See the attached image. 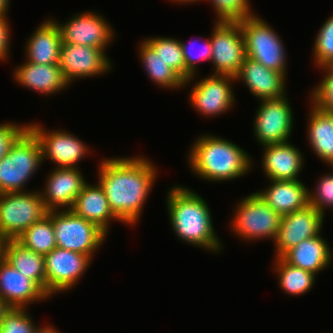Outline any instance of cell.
Listing matches in <instances>:
<instances>
[{"mask_svg": "<svg viewBox=\"0 0 333 333\" xmlns=\"http://www.w3.org/2000/svg\"><path fill=\"white\" fill-rule=\"evenodd\" d=\"M99 184L113 214L127 224L136 223L156 179V169L147 159L112 158L99 167Z\"/></svg>", "mask_w": 333, "mask_h": 333, "instance_id": "6da1fadb", "label": "cell"}, {"mask_svg": "<svg viewBox=\"0 0 333 333\" xmlns=\"http://www.w3.org/2000/svg\"><path fill=\"white\" fill-rule=\"evenodd\" d=\"M167 197V211L176 236L191 245L211 251L219 250L221 245L204 199L182 186H174Z\"/></svg>", "mask_w": 333, "mask_h": 333, "instance_id": "7a4b0ae2", "label": "cell"}, {"mask_svg": "<svg viewBox=\"0 0 333 333\" xmlns=\"http://www.w3.org/2000/svg\"><path fill=\"white\" fill-rule=\"evenodd\" d=\"M189 155L193 172L208 181L238 178L251 168V159L245 150L217 136H201Z\"/></svg>", "mask_w": 333, "mask_h": 333, "instance_id": "3957f363", "label": "cell"}, {"mask_svg": "<svg viewBox=\"0 0 333 333\" xmlns=\"http://www.w3.org/2000/svg\"><path fill=\"white\" fill-rule=\"evenodd\" d=\"M42 161L40 143L27 129L0 160V194L22 192Z\"/></svg>", "mask_w": 333, "mask_h": 333, "instance_id": "277c9868", "label": "cell"}, {"mask_svg": "<svg viewBox=\"0 0 333 333\" xmlns=\"http://www.w3.org/2000/svg\"><path fill=\"white\" fill-rule=\"evenodd\" d=\"M245 40L246 57L286 75L284 45L277 33L255 14L239 21Z\"/></svg>", "mask_w": 333, "mask_h": 333, "instance_id": "5b68a950", "label": "cell"}, {"mask_svg": "<svg viewBox=\"0 0 333 333\" xmlns=\"http://www.w3.org/2000/svg\"><path fill=\"white\" fill-rule=\"evenodd\" d=\"M47 213L40 192L0 194V239H16Z\"/></svg>", "mask_w": 333, "mask_h": 333, "instance_id": "8992f818", "label": "cell"}, {"mask_svg": "<svg viewBox=\"0 0 333 333\" xmlns=\"http://www.w3.org/2000/svg\"><path fill=\"white\" fill-rule=\"evenodd\" d=\"M52 225L56 247L86 254L91 259L107 235L95 223L76 215L71 209L52 210Z\"/></svg>", "mask_w": 333, "mask_h": 333, "instance_id": "52a82bcc", "label": "cell"}, {"mask_svg": "<svg viewBox=\"0 0 333 333\" xmlns=\"http://www.w3.org/2000/svg\"><path fill=\"white\" fill-rule=\"evenodd\" d=\"M233 230L241 237L252 240L272 238L278 234L281 215L275 212L257 193L244 198L236 207Z\"/></svg>", "mask_w": 333, "mask_h": 333, "instance_id": "ba28073f", "label": "cell"}, {"mask_svg": "<svg viewBox=\"0 0 333 333\" xmlns=\"http://www.w3.org/2000/svg\"><path fill=\"white\" fill-rule=\"evenodd\" d=\"M210 38L214 75L235 77L246 58L245 40L239 21H217Z\"/></svg>", "mask_w": 333, "mask_h": 333, "instance_id": "9c48e42d", "label": "cell"}, {"mask_svg": "<svg viewBox=\"0 0 333 333\" xmlns=\"http://www.w3.org/2000/svg\"><path fill=\"white\" fill-rule=\"evenodd\" d=\"M256 112L254 133L263 146L288 142L293 117L285 96L262 100Z\"/></svg>", "mask_w": 333, "mask_h": 333, "instance_id": "30bf717a", "label": "cell"}, {"mask_svg": "<svg viewBox=\"0 0 333 333\" xmlns=\"http://www.w3.org/2000/svg\"><path fill=\"white\" fill-rule=\"evenodd\" d=\"M44 259L48 296L73 288L91 261L86 254L58 247L46 254Z\"/></svg>", "mask_w": 333, "mask_h": 333, "instance_id": "8fae6325", "label": "cell"}, {"mask_svg": "<svg viewBox=\"0 0 333 333\" xmlns=\"http://www.w3.org/2000/svg\"><path fill=\"white\" fill-rule=\"evenodd\" d=\"M324 214L308 205L305 209L281 216L276 244V257H282L301 241L320 234Z\"/></svg>", "mask_w": 333, "mask_h": 333, "instance_id": "7c38bea8", "label": "cell"}, {"mask_svg": "<svg viewBox=\"0 0 333 333\" xmlns=\"http://www.w3.org/2000/svg\"><path fill=\"white\" fill-rule=\"evenodd\" d=\"M102 49L62 42L59 67L70 84L75 78L96 76L111 69V62Z\"/></svg>", "mask_w": 333, "mask_h": 333, "instance_id": "4fadbf2b", "label": "cell"}, {"mask_svg": "<svg viewBox=\"0 0 333 333\" xmlns=\"http://www.w3.org/2000/svg\"><path fill=\"white\" fill-rule=\"evenodd\" d=\"M28 129L40 143L42 159L50 158L58 168H76L75 164L88 153L87 146L67 131L46 132L36 123L28 125Z\"/></svg>", "mask_w": 333, "mask_h": 333, "instance_id": "5bb4252c", "label": "cell"}, {"mask_svg": "<svg viewBox=\"0 0 333 333\" xmlns=\"http://www.w3.org/2000/svg\"><path fill=\"white\" fill-rule=\"evenodd\" d=\"M62 42L106 49L114 38L113 30L102 16L96 13L75 15L64 25L58 24Z\"/></svg>", "mask_w": 333, "mask_h": 333, "instance_id": "9a60e30c", "label": "cell"}, {"mask_svg": "<svg viewBox=\"0 0 333 333\" xmlns=\"http://www.w3.org/2000/svg\"><path fill=\"white\" fill-rule=\"evenodd\" d=\"M230 80L236 79L229 75L213 74L195 84L190 94V101L195 109L205 116L225 113L234 102Z\"/></svg>", "mask_w": 333, "mask_h": 333, "instance_id": "2e32d148", "label": "cell"}, {"mask_svg": "<svg viewBox=\"0 0 333 333\" xmlns=\"http://www.w3.org/2000/svg\"><path fill=\"white\" fill-rule=\"evenodd\" d=\"M47 298L48 295L34 281L0 257V299L10 308H26L28 303Z\"/></svg>", "mask_w": 333, "mask_h": 333, "instance_id": "e0dca14e", "label": "cell"}, {"mask_svg": "<svg viewBox=\"0 0 333 333\" xmlns=\"http://www.w3.org/2000/svg\"><path fill=\"white\" fill-rule=\"evenodd\" d=\"M46 183L45 191L40 194L46 209L52 211L62 206L71 209L86 181L77 167H56Z\"/></svg>", "mask_w": 333, "mask_h": 333, "instance_id": "ac0fdd59", "label": "cell"}, {"mask_svg": "<svg viewBox=\"0 0 333 333\" xmlns=\"http://www.w3.org/2000/svg\"><path fill=\"white\" fill-rule=\"evenodd\" d=\"M243 79L248 89L257 98L274 99L285 96V75L245 58L235 79Z\"/></svg>", "mask_w": 333, "mask_h": 333, "instance_id": "d6986e66", "label": "cell"}, {"mask_svg": "<svg viewBox=\"0 0 333 333\" xmlns=\"http://www.w3.org/2000/svg\"><path fill=\"white\" fill-rule=\"evenodd\" d=\"M271 186L256 192L281 216L305 209L309 205V190L300 180H271Z\"/></svg>", "mask_w": 333, "mask_h": 333, "instance_id": "ffe728a7", "label": "cell"}, {"mask_svg": "<svg viewBox=\"0 0 333 333\" xmlns=\"http://www.w3.org/2000/svg\"><path fill=\"white\" fill-rule=\"evenodd\" d=\"M262 165L271 180H299L303 156L292 144L285 142L264 146Z\"/></svg>", "mask_w": 333, "mask_h": 333, "instance_id": "44dd1931", "label": "cell"}, {"mask_svg": "<svg viewBox=\"0 0 333 333\" xmlns=\"http://www.w3.org/2000/svg\"><path fill=\"white\" fill-rule=\"evenodd\" d=\"M14 75L19 84L48 95L69 85L58 64L43 65L27 61L16 68Z\"/></svg>", "mask_w": 333, "mask_h": 333, "instance_id": "7402d4cb", "label": "cell"}, {"mask_svg": "<svg viewBox=\"0 0 333 333\" xmlns=\"http://www.w3.org/2000/svg\"><path fill=\"white\" fill-rule=\"evenodd\" d=\"M71 210L87 221L95 223L106 234L109 220H119L112 212L103 188L98 185L85 184L77 196Z\"/></svg>", "mask_w": 333, "mask_h": 333, "instance_id": "603a6c76", "label": "cell"}, {"mask_svg": "<svg viewBox=\"0 0 333 333\" xmlns=\"http://www.w3.org/2000/svg\"><path fill=\"white\" fill-rule=\"evenodd\" d=\"M62 39L55 20L48 19L33 33L26 46L28 62L35 64H59Z\"/></svg>", "mask_w": 333, "mask_h": 333, "instance_id": "cb8c5ba5", "label": "cell"}, {"mask_svg": "<svg viewBox=\"0 0 333 333\" xmlns=\"http://www.w3.org/2000/svg\"><path fill=\"white\" fill-rule=\"evenodd\" d=\"M2 257L46 293L44 255L24 247L16 239H8L2 241Z\"/></svg>", "mask_w": 333, "mask_h": 333, "instance_id": "d4e9b609", "label": "cell"}, {"mask_svg": "<svg viewBox=\"0 0 333 333\" xmlns=\"http://www.w3.org/2000/svg\"><path fill=\"white\" fill-rule=\"evenodd\" d=\"M330 248L320 235L301 241L288 250L282 258L292 266L317 274L331 261Z\"/></svg>", "mask_w": 333, "mask_h": 333, "instance_id": "484cf974", "label": "cell"}, {"mask_svg": "<svg viewBox=\"0 0 333 333\" xmlns=\"http://www.w3.org/2000/svg\"><path fill=\"white\" fill-rule=\"evenodd\" d=\"M309 118V144L321 160L333 167V114L313 104Z\"/></svg>", "mask_w": 333, "mask_h": 333, "instance_id": "4316f807", "label": "cell"}, {"mask_svg": "<svg viewBox=\"0 0 333 333\" xmlns=\"http://www.w3.org/2000/svg\"><path fill=\"white\" fill-rule=\"evenodd\" d=\"M16 240L24 247L44 256L56 248L52 211H48L47 215L33 223Z\"/></svg>", "mask_w": 333, "mask_h": 333, "instance_id": "83f0119b", "label": "cell"}, {"mask_svg": "<svg viewBox=\"0 0 333 333\" xmlns=\"http://www.w3.org/2000/svg\"><path fill=\"white\" fill-rule=\"evenodd\" d=\"M140 58L150 79L166 88L184 87V80L144 41L141 43Z\"/></svg>", "mask_w": 333, "mask_h": 333, "instance_id": "f1b7e54d", "label": "cell"}, {"mask_svg": "<svg viewBox=\"0 0 333 333\" xmlns=\"http://www.w3.org/2000/svg\"><path fill=\"white\" fill-rule=\"evenodd\" d=\"M276 272L279 274V285L290 295H303L309 291L315 282L313 272L287 263L282 257H276Z\"/></svg>", "mask_w": 333, "mask_h": 333, "instance_id": "f546056e", "label": "cell"}, {"mask_svg": "<svg viewBox=\"0 0 333 333\" xmlns=\"http://www.w3.org/2000/svg\"><path fill=\"white\" fill-rule=\"evenodd\" d=\"M144 42L185 81V63L180 40L153 37Z\"/></svg>", "mask_w": 333, "mask_h": 333, "instance_id": "4dcf8cb0", "label": "cell"}, {"mask_svg": "<svg viewBox=\"0 0 333 333\" xmlns=\"http://www.w3.org/2000/svg\"><path fill=\"white\" fill-rule=\"evenodd\" d=\"M314 57L319 67L333 65V16L325 21L318 32L314 44Z\"/></svg>", "mask_w": 333, "mask_h": 333, "instance_id": "1f68e13d", "label": "cell"}, {"mask_svg": "<svg viewBox=\"0 0 333 333\" xmlns=\"http://www.w3.org/2000/svg\"><path fill=\"white\" fill-rule=\"evenodd\" d=\"M25 308H10L0 324V333H33L37 328Z\"/></svg>", "mask_w": 333, "mask_h": 333, "instance_id": "d6a6232c", "label": "cell"}, {"mask_svg": "<svg viewBox=\"0 0 333 333\" xmlns=\"http://www.w3.org/2000/svg\"><path fill=\"white\" fill-rule=\"evenodd\" d=\"M211 2L219 18L218 21H240L252 15L248 0H211Z\"/></svg>", "mask_w": 333, "mask_h": 333, "instance_id": "836d02e7", "label": "cell"}, {"mask_svg": "<svg viewBox=\"0 0 333 333\" xmlns=\"http://www.w3.org/2000/svg\"><path fill=\"white\" fill-rule=\"evenodd\" d=\"M327 75L311 93V104L317 108L333 114V65L322 67Z\"/></svg>", "mask_w": 333, "mask_h": 333, "instance_id": "e575fe53", "label": "cell"}, {"mask_svg": "<svg viewBox=\"0 0 333 333\" xmlns=\"http://www.w3.org/2000/svg\"><path fill=\"white\" fill-rule=\"evenodd\" d=\"M207 40L208 41L204 42V46L201 47L202 50L199 52L198 57H195V52L193 53V45L196 43L195 41L192 43L190 48L188 47V44L185 45V43L180 41L185 63V81L183 85H187V83H190L191 79H193L195 75L194 73H196L195 66L197 67L195 63H197L199 60H211L212 45L210 39Z\"/></svg>", "mask_w": 333, "mask_h": 333, "instance_id": "d590c367", "label": "cell"}, {"mask_svg": "<svg viewBox=\"0 0 333 333\" xmlns=\"http://www.w3.org/2000/svg\"><path fill=\"white\" fill-rule=\"evenodd\" d=\"M319 181L317 192H309V205L324 214L325 207H333V174L324 175Z\"/></svg>", "mask_w": 333, "mask_h": 333, "instance_id": "8d00e7d4", "label": "cell"}, {"mask_svg": "<svg viewBox=\"0 0 333 333\" xmlns=\"http://www.w3.org/2000/svg\"><path fill=\"white\" fill-rule=\"evenodd\" d=\"M27 129L28 126L11 123L0 125V160L8 154L11 146Z\"/></svg>", "mask_w": 333, "mask_h": 333, "instance_id": "74e56055", "label": "cell"}, {"mask_svg": "<svg viewBox=\"0 0 333 333\" xmlns=\"http://www.w3.org/2000/svg\"><path fill=\"white\" fill-rule=\"evenodd\" d=\"M7 16L0 14V59L6 60L9 50V24Z\"/></svg>", "mask_w": 333, "mask_h": 333, "instance_id": "f35d334b", "label": "cell"}, {"mask_svg": "<svg viewBox=\"0 0 333 333\" xmlns=\"http://www.w3.org/2000/svg\"><path fill=\"white\" fill-rule=\"evenodd\" d=\"M10 309V307L0 299V324L2 319L4 318L5 313Z\"/></svg>", "mask_w": 333, "mask_h": 333, "instance_id": "ab89813d", "label": "cell"}, {"mask_svg": "<svg viewBox=\"0 0 333 333\" xmlns=\"http://www.w3.org/2000/svg\"><path fill=\"white\" fill-rule=\"evenodd\" d=\"M33 333H59V332L56 331V329H54L52 327L45 326L43 328H41V327L36 328Z\"/></svg>", "mask_w": 333, "mask_h": 333, "instance_id": "60d3db41", "label": "cell"}, {"mask_svg": "<svg viewBox=\"0 0 333 333\" xmlns=\"http://www.w3.org/2000/svg\"><path fill=\"white\" fill-rule=\"evenodd\" d=\"M9 0H0V14L6 15L8 11Z\"/></svg>", "mask_w": 333, "mask_h": 333, "instance_id": "b9f144b4", "label": "cell"}, {"mask_svg": "<svg viewBox=\"0 0 333 333\" xmlns=\"http://www.w3.org/2000/svg\"><path fill=\"white\" fill-rule=\"evenodd\" d=\"M174 1H176V2H181V3H182V2H183V3H184V2L186 3V2H195V1H198V0H173V2H174Z\"/></svg>", "mask_w": 333, "mask_h": 333, "instance_id": "7bdbcfd3", "label": "cell"}, {"mask_svg": "<svg viewBox=\"0 0 333 333\" xmlns=\"http://www.w3.org/2000/svg\"><path fill=\"white\" fill-rule=\"evenodd\" d=\"M2 256V240L0 239V257Z\"/></svg>", "mask_w": 333, "mask_h": 333, "instance_id": "ee69618b", "label": "cell"}]
</instances>
